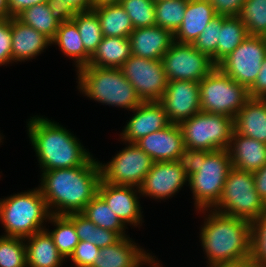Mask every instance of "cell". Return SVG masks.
Wrapping results in <instances>:
<instances>
[{"label":"cell","mask_w":266,"mask_h":267,"mask_svg":"<svg viewBox=\"0 0 266 267\" xmlns=\"http://www.w3.org/2000/svg\"><path fill=\"white\" fill-rule=\"evenodd\" d=\"M127 120L120 139L127 143H136L142 137L159 131L171 124L163 105L159 101L142 102L133 109Z\"/></svg>","instance_id":"18"},{"label":"cell","mask_w":266,"mask_h":267,"mask_svg":"<svg viewBox=\"0 0 266 267\" xmlns=\"http://www.w3.org/2000/svg\"><path fill=\"white\" fill-rule=\"evenodd\" d=\"M43 117H31L26 126L41 171L82 166L93 156L66 127Z\"/></svg>","instance_id":"3"},{"label":"cell","mask_w":266,"mask_h":267,"mask_svg":"<svg viewBox=\"0 0 266 267\" xmlns=\"http://www.w3.org/2000/svg\"><path fill=\"white\" fill-rule=\"evenodd\" d=\"M129 38L103 37L96 51L90 57V66L120 68L131 56Z\"/></svg>","instance_id":"28"},{"label":"cell","mask_w":266,"mask_h":267,"mask_svg":"<svg viewBox=\"0 0 266 267\" xmlns=\"http://www.w3.org/2000/svg\"><path fill=\"white\" fill-rule=\"evenodd\" d=\"M131 54L137 57L162 60L174 41V35L159 26L134 29L130 36Z\"/></svg>","instance_id":"20"},{"label":"cell","mask_w":266,"mask_h":267,"mask_svg":"<svg viewBox=\"0 0 266 267\" xmlns=\"http://www.w3.org/2000/svg\"><path fill=\"white\" fill-rule=\"evenodd\" d=\"M188 0L155 2V25L169 30L173 35L183 22Z\"/></svg>","instance_id":"34"},{"label":"cell","mask_w":266,"mask_h":267,"mask_svg":"<svg viewBox=\"0 0 266 267\" xmlns=\"http://www.w3.org/2000/svg\"><path fill=\"white\" fill-rule=\"evenodd\" d=\"M11 37L12 63L35 59L48 46H51L49 38L23 24L16 17H11Z\"/></svg>","instance_id":"21"},{"label":"cell","mask_w":266,"mask_h":267,"mask_svg":"<svg viewBox=\"0 0 266 267\" xmlns=\"http://www.w3.org/2000/svg\"><path fill=\"white\" fill-rule=\"evenodd\" d=\"M199 211L206 215L200 227L199 239L207 256V267L250 264L251 222L213 209L198 210V213Z\"/></svg>","instance_id":"1"},{"label":"cell","mask_w":266,"mask_h":267,"mask_svg":"<svg viewBox=\"0 0 266 267\" xmlns=\"http://www.w3.org/2000/svg\"><path fill=\"white\" fill-rule=\"evenodd\" d=\"M238 17L248 35L266 37V0H245Z\"/></svg>","instance_id":"35"},{"label":"cell","mask_w":266,"mask_h":267,"mask_svg":"<svg viewBox=\"0 0 266 267\" xmlns=\"http://www.w3.org/2000/svg\"><path fill=\"white\" fill-rule=\"evenodd\" d=\"M92 156L84 165L41 171L38 188L51 215L80 213L96 196L101 180L99 160Z\"/></svg>","instance_id":"2"},{"label":"cell","mask_w":266,"mask_h":267,"mask_svg":"<svg viewBox=\"0 0 266 267\" xmlns=\"http://www.w3.org/2000/svg\"><path fill=\"white\" fill-rule=\"evenodd\" d=\"M248 32L238 16H222L221 30L216 50V66L246 37Z\"/></svg>","instance_id":"30"},{"label":"cell","mask_w":266,"mask_h":267,"mask_svg":"<svg viewBox=\"0 0 266 267\" xmlns=\"http://www.w3.org/2000/svg\"><path fill=\"white\" fill-rule=\"evenodd\" d=\"M135 144L154 162L179 161L185 153L183 134L179 124L175 123L142 137Z\"/></svg>","instance_id":"19"},{"label":"cell","mask_w":266,"mask_h":267,"mask_svg":"<svg viewBox=\"0 0 266 267\" xmlns=\"http://www.w3.org/2000/svg\"><path fill=\"white\" fill-rule=\"evenodd\" d=\"M66 16L92 9V0H51Z\"/></svg>","instance_id":"44"},{"label":"cell","mask_w":266,"mask_h":267,"mask_svg":"<svg viewBox=\"0 0 266 267\" xmlns=\"http://www.w3.org/2000/svg\"><path fill=\"white\" fill-rule=\"evenodd\" d=\"M249 98L266 99V58L252 86L248 89Z\"/></svg>","instance_id":"46"},{"label":"cell","mask_w":266,"mask_h":267,"mask_svg":"<svg viewBox=\"0 0 266 267\" xmlns=\"http://www.w3.org/2000/svg\"><path fill=\"white\" fill-rule=\"evenodd\" d=\"M232 167L254 173L266 164V144L233 131L228 147Z\"/></svg>","instance_id":"22"},{"label":"cell","mask_w":266,"mask_h":267,"mask_svg":"<svg viewBox=\"0 0 266 267\" xmlns=\"http://www.w3.org/2000/svg\"><path fill=\"white\" fill-rule=\"evenodd\" d=\"M58 45L64 56L74 61L77 68L89 65L90 55L85 51L76 24L66 16L60 23L51 45Z\"/></svg>","instance_id":"27"},{"label":"cell","mask_w":266,"mask_h":267,"mask_svg":"<svg viewBox=\"0 0 266 267\" xmlns=\"http://www.w3.org/2000/svg\"><path fill=\"white\" fill-rule=\"evenodd\" d=\"M73 223L80 241H93L94 223L85 215L80 213H70L66 215Z\"/></svg>","instance_id":"42"},{"label":"cell","mask_w":266,"mask_h":267,"mask_svg":"<svg viewBox=\"0 0 266 267\" xmlns=\"http://www.w3.org/2000/svg\"><path fill=\"white\" fill-rule=\"evenodd\" d=\"M121 0H92L93 7L104 5V4H119Z\"/></svg>","instance_id":"50"},{"label":"cell","mask_w":266,"mask_h":267,"mask_svg":"<svg viewBox=\"0 0 266 267\" xmlns=\"http://www.w3.org/2000/svg\"><path fill=\"white\" fill-rule=\"evenodd\" d=\"M237 267H257V266H254V265H251V264H246L244 266H237Z\"/></svg>","instance_id":"51"},{"label":"cell","mask_w":266,"mask_h":267,"mask_svg":"<svg viewBox=\"0 0 266 267\" xmlns=\"http://www.w3.org/2000/svg\"><path fill=\"white\" fill-rule=\"evenodd\" d=\"M66 15L51 1L33 5L16 18L52 40Z\"/></svg>","instance_id":"26"},{"label":"cell","mask_w":266,"mask_h":267,"mask_svg":"<svg viewBox=\"0 0 266 267\" xmlns=\"http://www.w3.org/2000/svg\"><path fill=\"white\" fill-rule=\"evenodd\" d=\"M51 212L41 194L35 187L25 192L0 198V221L4 236L26 238L46 229Z\"/></svg>","instance_id":"6"},{"label":"cell","mask_w":266,"mask_h":267,"mask_svg":"<svg viewBox=\"0 0 266 267\" xmlns=\"http://www.w3.org/2000/svg\"><path fill=\"white\" fill-rule=\"evenodd\" d=\"M216 15L238 16L245 0H209Z\"/></svg>","instance_id":"43"},{"label":"cell","mask_w":266,"mask_h":267,"mask_svg":"<svg viewBox=\"0 0 266 267\" xmlns=\"http://www.w3.org/2000/svg\"><path fill=\"white\" fill-rule=\"evenodd\" d=\"M92 9L99 17L103 37L129 38L134 27L129 15L120 4H104Z\"/></svg>","instance_id":"29"},{"label":"cell","mask_w":266,"mask_h":267,"mask_svg":"<svg viewBox=\"0 0 266 267\" xmlns=\"http://www.w3.org/2000/svg\"><path fill=\"white\" fill-rule=\"evenodd\" d=\"M188 183L182 160L154 162L139 186L142 197L166 200L178 193Z\"/></svg>","instance_id":"14"},{"label":"cell","mask_w":266,"mask_h":267,"mask_svg":"<svg viewBox=\"0 0 266 267\" xmlns=\"http://www.w3.org/2000/svg\"><path fill=\"white\" fill-rule=\"evenodd\" d=\"M234 131L266 144V99L249 98L234 118Z\"/></svg>","instance_id":"24"},{"label":"cell","mask_w":266,"mask_h":267,"mask_svg":"<svg viewBox=\"0 0 266 267\" xmlns=\"http://www.w3.org/2000/svg\"><path fill=\"white\" fill-rule=\"evenodd\" d=\"M48 222L53 224L55 229L49 231L46 228V230L52 236L59 253L67 262L80 241L74 223L66 215H51Z\"/></svg>","instance_id":"33"},{"label":"cell","mask_w":266,"mask_h":267,"mask_svg":"<svg viewBox=\"0 0 266 267\" xmlns=\"http://www.w3.org/2000/svg\"><path fill=\"white\" fill-rule=\"evenodd\" d=\"M120 238L121 237L116 232L101 228L94 224V235L92 243L100 249L106 246L113 245Z\"/></svg>","instance_id":"45"},{"label":"cell","mask_w":266,"mask_h":267,"mask_svg":"<svg viewBox=\"0 0 266 267\" xmlns=\"http://www.w3.org/2000/svg\"><path fill=\"white\" fill-rule=\"evenodd\" d=\"M182 162L196 212L212 209L220 200L227 175L233 168L228 149L213 152L187 149Z\"/></svg>","instance_id":"4"},{"label":"cell","mask_w":266,"mask_h":267,"mask_svg":"<svg viewBox=\"0 0 266 267\" xmlns=\"http://www.w3.org/2000/svg\"><path fill=\"white\" fill-rule=\"evenodd\" d=\"M1 134L2 133H0V143L2 142V139L4 138Z\"/></svg>","instance_id":"52"},{"label":"cell","mask_w":266,"mask_h":267,"mask_svg":"<svg viewBox=\"0 0 266 267\" xmlns=\"http://www.w3.org/2000/svg\"><path fill=\"white\" fill-rule=\"evenodd\" d=\"M179 126L185 150L213 152L228 149L234 131V118L200 111L180 122Z\"/></svg>","instance_id":"8"},{"label":"cell","mask_w":266,"mask_h":267,"mask_svg":"<svg viewBox=\"0 0 266 267\" xmlns=\"http://www.w3.org/2000/svg\"><path fill=\"white\" fill-rule=\"evenodd\" d=\"M100 253V248L87 241H79L71 256L68 258L74 267H91Z\"/></svg>","instance_id":"40"},{"label":"cell","mask_w":266,"mask_h":267,"mask_svg":"<svg viewBox=\"0 0 266 267\" xmlns=\"http://www.w3.org/2000/svg\"><path fill=\"white\" fill-rule=\"evenodd\" d=\"M222 16L217 15L203 29L197 40L193 43L194 47L201 53L207 55L216 65V50L219 40V30H221Z\"/></svg>","instance_id":"39"},{"label":"cell","mask_w":266,"mask_h":267,"mask_svg":"<svg viewBox=\"0 0 266 267\" xmlns=\"http://www.w3.org/2000/svg\"><path fill=\"white\" fill-rule=\"evenodd\" d=\"M255 190L266 204V164L253 173Z\"/></svg>","instance_id":"48"},{"label":"cell","mask_w":266,"mask_h":267,"mask_svg":"<svg viewBox=\"0 0 266 267\" xmlns=\"http://www.w3.org/2000/svg\"><path fill=\"white\" fill-rule=\"evenodd\" d=\"M201 111L235 118L249 99L248 90L215 67L199 82Z\"/></svg>","instance_id":"9"},{"label":"cell","mask_w":266,"mask_h":267,"mask_svg":"<svg viewBox=\"0 0 266 267\" xmlns=\"http://www.w3.org/2000/svg\"><path fill=\"white\" fill-rule=\"evenodd\" d=\"M215 16L209 0H188L183 22L174 34V40L193 44Z\"/></svg>","instance_id":"23"},{"label":"cell","mask_w":266,"mask_h":267,"mask_svg":"<svg viewBox=\"0 0 266 267\" xmlns=\"http://www.w3.org/2000/svg\"><path fill=\"white\" fill-rule=\"evenodd\" d=\"M81 213L101 228L112 230L120 237L129 236L126 235L125 231L128 227L122 223L111 210V207L98 194L85 206Z\"/></svg>","instance_id":"32"},{"label":"cell","mask_w":266,"mask_h":267,"mask_svg":"<svg viewBox=\"0 0 266 267\" xmlns=\"http://www.w3.org/2000/svg\"><path fill=\"white\" fill-rule=\"evenodd\" d=\"M51 2V0H7L11 17H16L23 10L36 4Z\"/></svg>","instance_id":"47"},{"label":"cell","mask_w":266,"mask_h":267,"mask_svg":"<svg viewBox=\"0 0 266 267\" xmlns=\"http://www.w3.org/2000/svg\"><path fill=\"white\" fill-rule=\"evenodd\" d=\"M24 241L27 267H62L66 262L46 229L26 237Z\"/></svg>","instance_id":"25"},{"label":"cell","mask_w":266,"mask_h":267,"mask_svg":"<svg viewBox=\"0 0 266 267\" xmlns=\"http://www.w3.org/2000/svg\"><path fill=\"white\" fill-rule=\"evenodd\" d=\"M0 267H27L24 238L0 235Z\"/></svg>","instance_id":"36"},{"label":"cell","mask_w":266,"mask_h":267,"mask_svg":"<svg viewBox=\"0 0 266 267\" xmlns=\"http://www.w3.org/2000/svg\"><path fill=\"white\" fill-rule=\"evenodd\" d=\"M76 24L85 51L92 56L103 39L99 17L93 9L68 15Z\"/></svg>","instance_id":"31"},{"label":"cell","mask_w":266,"mask_h":267,"mask_svg":"<svg viewBox=\"0 0 266 267\" xmlns=\"http://www.w3.org/2000/svg\"><path fill=\"white\" fill-rule=\"evenodd\" d=\"M97 194L111 207V210L126 227L127 225L138 227V225L141 226L142 222H144L140 197H138V195L141 196L139 188L115 185L100 180Z\"/></svg>","instance_id":"16"},{"label":"cell","mask_w":266,"mask_h":267,"mask_svg":"<svg viewBox=\"0 0 266 267\" xmlns=\"http://www.w3.org/2000/svg\"><path fill=\"white\" fill-rule=\"evenodd\" d=\"M250 264L266 267V213L251 223Z\"/></svg>","instance_id":"38"},{"label":"cell","mask_w":266,"mask_h":267,"mask_svg":"<svg viewBox=\"0 0 266 267\" xmlns=\"http://www.w3.org/2000/svg\"><path fill=\"white\" fill-rule=\"evenodd\" d=\"M152 253H147L130 236L121 237L116 243L100 249L91 267H163L155 260Z\"/></svg>","instance_id":"17"},{"label":"cell","mask_w":266,"mask_h":267,"mask_svg":"<svg viewBox=\"0 0 266 267\" xmlns=\"http://www.w3.org/2000/svg\"><path fill=\"white\" fill-rule=\"evenodd\" d=\"M212 209L251 223L266 213V204L255 190L253 173L232 168L221 198Z\"/></svg>","instance_id":"7"},{"label":"cell","mask_w":266,"mask_h":267,"mask_svg":"<svg viewBox=\"0 0 266 267\" xmlns=\"http://www.w3.org/2000/svg\"><path fill=\"white\" fill-rule=\"evenodd\" d=\"M120 150L106 164L99 161L101 180L115 185L139 188L154 161L135 143L124 142Z\"/></svg>","instance_id":"10"},{"label":"cell","mask_w":266,"mask_h":267,"mask_svg":"<svg viewBox=\"0 0 266 267\" xmlns=\"http://www.w3.org/2000/svg\"><path fill=\"white\" fill-rule=\"evenodd\" d=\"M11 18L7 0H0V19Z\"/></svg>","instance_id":"49"},{"label":"cell","mask_w":266,"mask_h":267,"mask_svg":"<svg viewBox=\"0 0 266 267\" xmlns=\"http://www.w3.org/2000/svg\"><path fill=\"white\" fill-rule=\"evenodd\" d=\"M120 69L142 102L161 100L168 83L162 60L131 55Z\"/></svg>","instance_id":"13"},{"label":"cell","mask_w":266,"mask_h":267,"mask_svg":"<svg viewBox=\"0 0 266 267\" xmlns=\"http://www.w3.org/2000/svg\"><path fill=\"white\" fill-rule=\"evenodd\" d=\"M164 72L168 81L183 80L201 82L216 65L193 44L175 40L162 57Z\"/></svg>","instance_id":"12"},{"label":"cell","mask_w":266,"mask_h":267,"mask_svg":"<svg viewBox=\"0 0 266 267\" xmlns=\"http://www.w3.org/2000/svg\"><path fill=\"white\" fill-rule=\"evenodd\" d=\"M171 123L179 124L201 111L199 82L168 81L159 101Z\"/></svg>","instance_id":"15"},{"label":"cell","mask_w":266,"mask_h":267,"mask_svg":"<svg viewBox=\"0 0 266 267\" xmlns=\"http://www.w3.org/2000/svg\"><path fill=\"white\" fill-rule=\"evenodd\" d=\"M11 18L0 19V66L12 63Z\"/></svg>","instance_id":"41"},{"label":"cell","mask_w":266,"mask_h":267,"mask_svg":"<svg viewBox=\"0 0 266 267\" xmlns=\"http://www.w3.org/2000/svg\"><path fill=\"white\" fill-rule=\"evenodd\" d=\"M265 58L266 37L248 35L217 67L248 90Z\"/></svg>","instance_id":"11"},{"label":"cell","mask_w":266,"mask_h":267,"mask_svg":"<svg viewBox=\"0 0 266 267\" xmlns=\"http://www.w3.org/2000/svg\"><path fill=\"white\" fill-rule=\"evenodd\" d=\"M119 4L129 15L134 29L155 26L154 0H121Z\"/></svg>","instance_id":"37"},{"label":"cell","mask_w":266,"mask_h":267,"mask_svg":"<svg viewBox=\"0 0 266 267\" xmlns=\"http://www.w3.org/2000/svg\"><path fill=\"white\" fill-rule=\"evenodd\" d=\"M76 72L77 89L91 100L128 111L142 103L120 68L87 65Z\"/></svg>","instance_id":"5"}]
</instances>
